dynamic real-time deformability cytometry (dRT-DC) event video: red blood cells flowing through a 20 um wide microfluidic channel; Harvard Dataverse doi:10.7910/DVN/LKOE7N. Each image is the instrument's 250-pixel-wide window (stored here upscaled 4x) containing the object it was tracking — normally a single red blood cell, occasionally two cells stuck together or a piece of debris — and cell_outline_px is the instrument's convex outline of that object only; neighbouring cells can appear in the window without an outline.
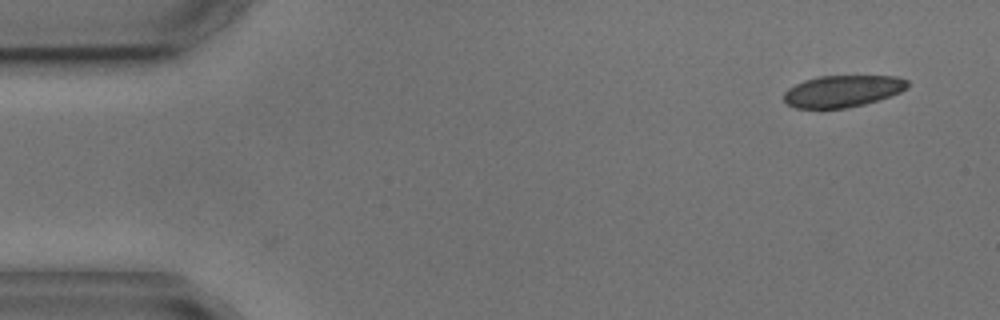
{"species": "common noctule bat (a hibernating species)", "species_latin": "Nyctalus noctula", "temperature_condition": "cold", "stored_images_in_passage": 2, "camera_frame_rate_fps": 3000, "um_per_image_px": 0.085, "animal": {"sex": "male", "body_mass_g": 17.9, "forearm_length_mm": 54.2}, "frame": {"image": 1, "passage_image": 2, "time_ms": 1.0, "image_size_px": [1000, 320], "cell_outline_px": [[908, 88], [900, 92], [864, 104], [844, 108], [796, 108], [788, 104], [784, 100], [784, 92], [788, 88], [804, 80], [820, 76], [896, 76], [908, 80]], "centroid_in_image_um": [71.61, 7.74], "position_along_channel_um": 13.4, "area_um2": 22.72}}